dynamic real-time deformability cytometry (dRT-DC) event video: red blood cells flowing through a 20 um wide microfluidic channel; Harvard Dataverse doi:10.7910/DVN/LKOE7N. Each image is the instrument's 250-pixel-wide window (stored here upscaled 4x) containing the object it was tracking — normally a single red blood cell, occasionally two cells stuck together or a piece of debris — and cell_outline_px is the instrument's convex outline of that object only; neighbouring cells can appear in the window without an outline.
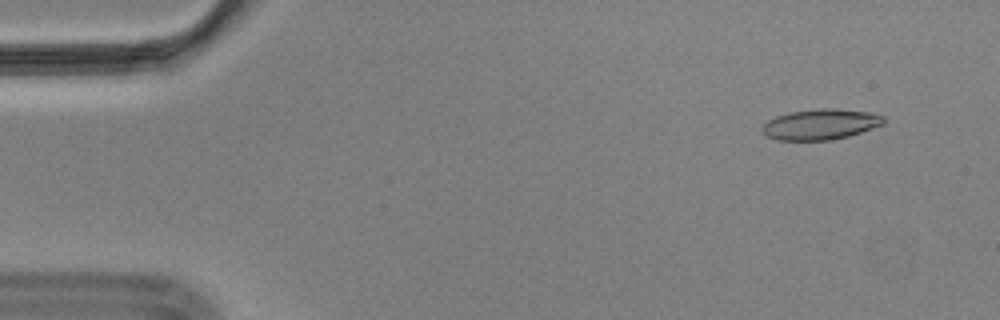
{"species": "Egyptian fruit bat (a non-hibernating species)", "species_latin": "Rousettus aegyptiacus", "temperature_condition": "cold", "stored_images_in_passage": 57, "camera_frame_rate_fps": 3000, "um_per_image_px": 0.085, "animal": {"sex": "male"}, "frame": {"image": 1, "passage_image": 5, "time_ms": 1.333, "image_size_px": [1000, 320], "cell_outline_px": [[884, 124], [848, 136], [828, 140], [776, 140], [764, 136], [760, 132], [760, 128], [768, 120], [776, 116], [788, 112], [820, 108], [836, 108], [868, 112], [884, 116]], "centroid_in_image_um": [69.68, 10.57], "position_along_channel_um": 15.3, "area_um2": 21.79}}
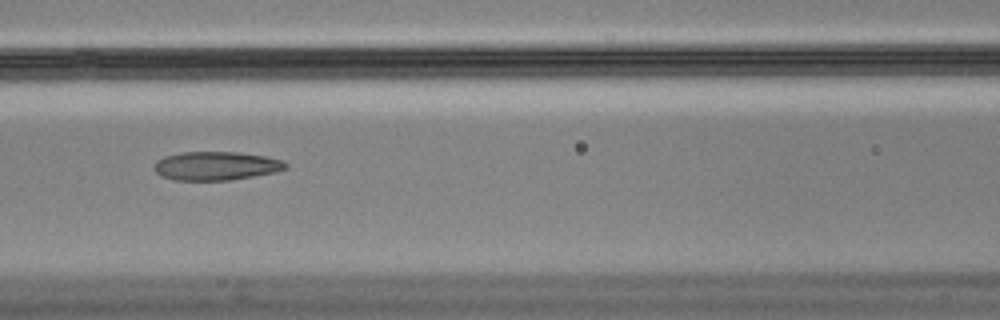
{"frame": {"image": 2, "passage_image": 25, "time_ms": 8.0, "image_size_px": [1000, 320], "cell_outline_px": [[288, 168], [276, 172], [228, 180], [172, 180], [160, 176], [152, 168], [152, 164], [156, 160], [164, 156], [180, 152], [236, 152], [264, 156], [284, 160], [288, 164]], "centroid_in_image_um": [18.32, 14.1], "position_along_channel_um": 148.3, "area_um2": 22.2}}
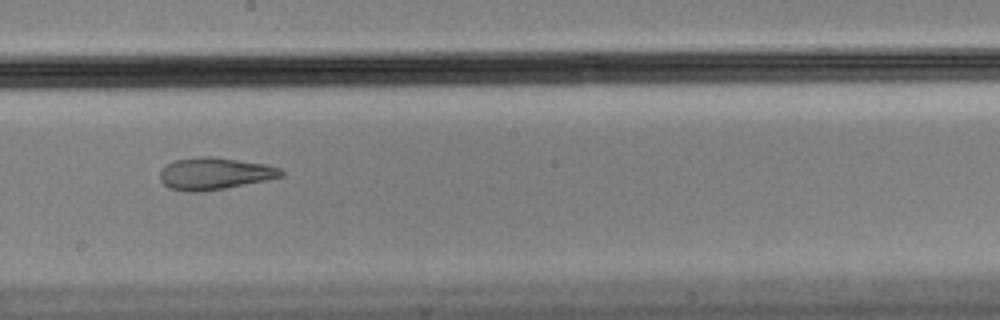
{"frame": {"image": 3, "passage_image": 32, "time_ms": 10.333, "image_size_px": [1000, 320], "cell_outline_px": [[284, 176], [224, 188], [200, 192], [188, 192], [168, 188], [160, 180], [160, 168], [176, 160], [200, 156], [208, 156], [264, 164], [280, 168], [284, 172]], "centroid_in_image_um": [18.19, 14.76], "position_along_channel_um": 230.0, "area_um2": 22.37}, "authors_computed_cell_mechanics": {"area_um2": 22.4842, "velocity_mm_per_s": 3.5076, "shape_relaxation_time_tau1_ms": null, "shape_relaxation_time_tau2_ms": 2.6784, "deformation_change_tau1": null, "deformation_change_tau2": 0.1025}}